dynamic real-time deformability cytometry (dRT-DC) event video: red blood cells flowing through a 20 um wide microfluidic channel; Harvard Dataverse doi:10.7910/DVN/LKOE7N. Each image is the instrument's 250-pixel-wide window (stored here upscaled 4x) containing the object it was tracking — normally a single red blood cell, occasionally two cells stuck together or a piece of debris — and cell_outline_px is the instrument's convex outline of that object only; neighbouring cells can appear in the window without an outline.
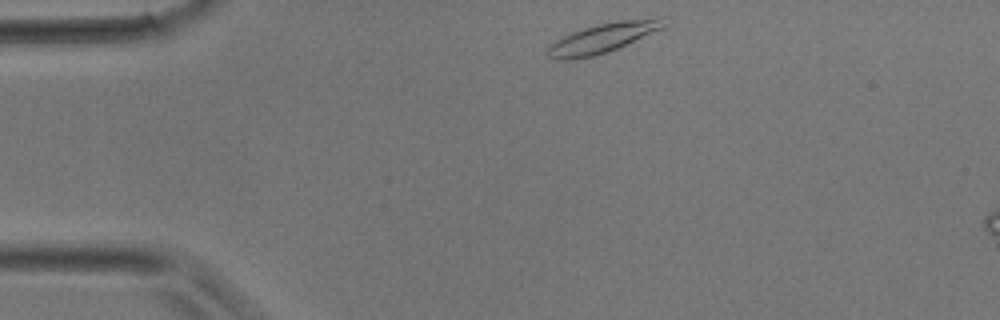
{"species": "common noctule bat (a hibernating species)", "species_latin": "Nyctalus noctula", "temperature_condition": "room temperature", "stored_images_in_passage": 5, "camera_frame_rate_fps": 3000, "um_per_image_px": 0.085, "animal": {"sex": "male", "body_mass_g": 17.9}, "frame": {"image": 1, "passage_image": 1, "time_ms": 0.0, "image_size_px": [1000, 320], "cell_outline_px": [[668, 24], [664, 28], [608, 52], [596, 56], [572, 60], [556, 60], [548, 56], [544, 52], [556, 40], [572, 32], [596, 24], [616, 20], [660, 16], [664, 16]], "centroid_in_image_um": [51.3, 3.21], "position_along_channel_um": 33.7, "area_um2": 20.58}}